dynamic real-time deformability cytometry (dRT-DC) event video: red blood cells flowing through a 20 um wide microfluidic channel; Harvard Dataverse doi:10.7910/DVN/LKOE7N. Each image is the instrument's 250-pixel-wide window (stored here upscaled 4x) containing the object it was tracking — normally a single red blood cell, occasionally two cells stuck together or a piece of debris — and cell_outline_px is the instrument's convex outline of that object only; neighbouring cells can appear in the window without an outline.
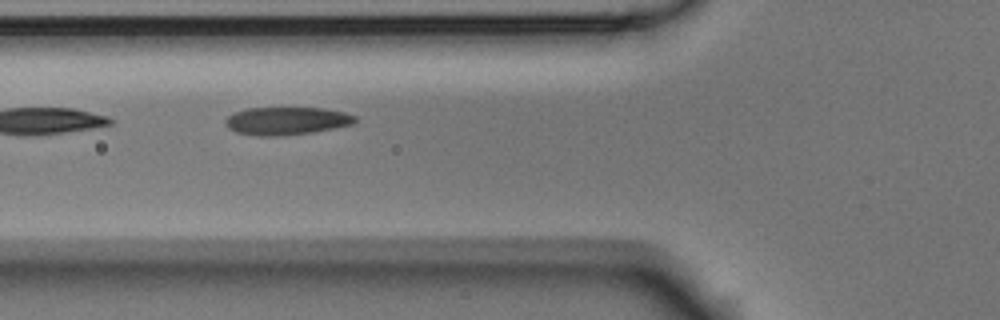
{"species": "Egyptian fruit bat (a non-hibernating species)", "species_latin": "Rousettus aegyptiacus", "temperature_condition": "room temperature", "stored_images_in_passage": 6, "camera_frame_rate_fps": 3000, "um_per_image_px": 0.085, "animal": {"sex": "male"}, "frame": {"image": 1, "passage_image": 5, "time_ms": 1.333, "image_size_px": [1000, 320], "cell_outline_px": [[360, 120], [352, 124], [336, 128], [316, 132], [280, 136], [256, 136], [236, 132], [228, 128], [224, 124], [224, 120], [228, 116], [236, 112], [248, 108], [324, 108], [344, 112], [356, 116]], "centroid_in_image_um": [24.39, 10.28], "position_along_channel_um": 101.4, "area_um2": 21.33}}